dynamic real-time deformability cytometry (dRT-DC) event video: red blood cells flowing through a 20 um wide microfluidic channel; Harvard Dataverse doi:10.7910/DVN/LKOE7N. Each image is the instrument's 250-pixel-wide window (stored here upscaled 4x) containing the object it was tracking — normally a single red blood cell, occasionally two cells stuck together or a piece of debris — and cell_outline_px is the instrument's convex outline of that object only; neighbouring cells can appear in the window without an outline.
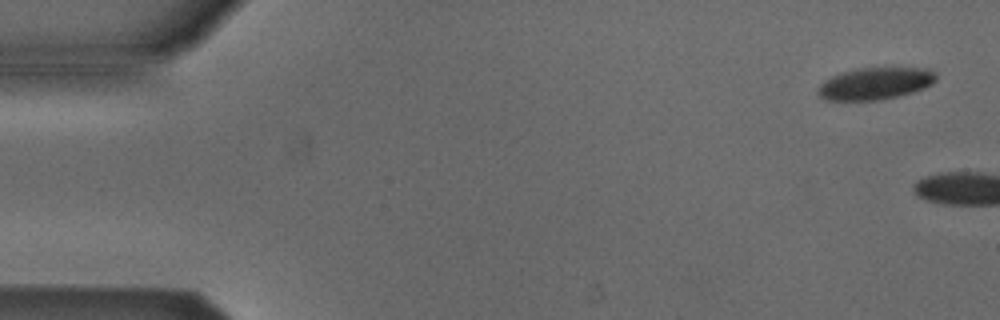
{"species": "Egyptian fruit bat (a non-hibernating species)", "species_latin": "Rousettus aegyptiacus", "temperature_condition": "cold", "stored_images_in_passage": 5, "camera_frame_rate_fps": 3000, "um_per_image_px": 0.085, "animal": {"sex": "male"}, "frame": {"image": 1, "passage_image": 1, "time_ms": 0.0, "image_size_px": [1000, 320], "cell_outline_px": [[936, 80], [932, 84], [924, 88], [912, 92], [880, 100], [824, 100], [816, 92], [820, 84], [832, 76], [844, 72], [860, 68], [928, 68], [936, 72]], "centroid_in_image_um": [74.41, 7.1], "position_along_channel_um": 10.6, "area_um2": 21.91}}